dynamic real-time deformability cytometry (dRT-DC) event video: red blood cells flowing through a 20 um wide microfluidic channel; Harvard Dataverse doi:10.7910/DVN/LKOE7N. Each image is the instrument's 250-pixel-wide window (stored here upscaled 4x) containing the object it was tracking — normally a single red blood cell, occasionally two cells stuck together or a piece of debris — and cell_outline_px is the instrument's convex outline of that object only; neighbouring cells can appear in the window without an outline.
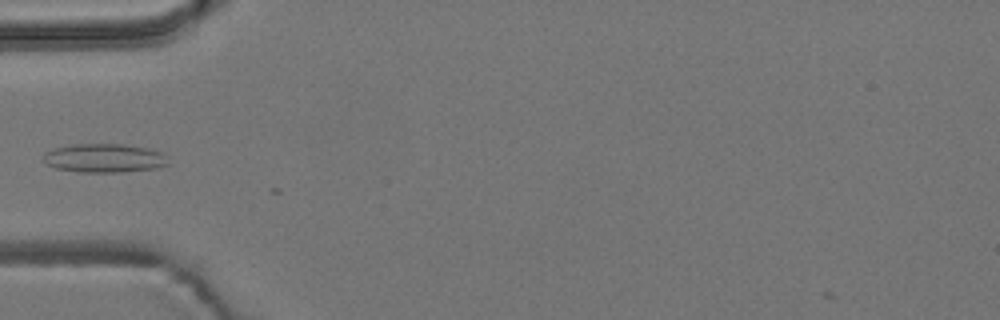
{"species": "common noctule bat (a hibernating species)", "species_latin": "Nyctalus noctula", "temperature_condition": "room temperature", "stored_images_in_passage": 5, "camera_frame_rate_fps": 3000, "um_per_image_px": 0.085, "animal": {"sex": "male", "body_mass_g": 19.2, "forearm_length_mm": 51.8}, "frame": {"image": 1, "passage_image": 1, "time_ms": 0.0, "image_size_px": [1000, 320], "cell_outline_px": [[168, 164], [156, 168], [120, 172], [80, 172], [56, 168], [40, 160], [44, 152], [56, 148], [72, 144], [124, 144], [148, 148], [160, 152]], "centroid_in_image_um": [8.79, 13.43], "position_along_channel_um": 76.2, "area_um2": 20.81}}
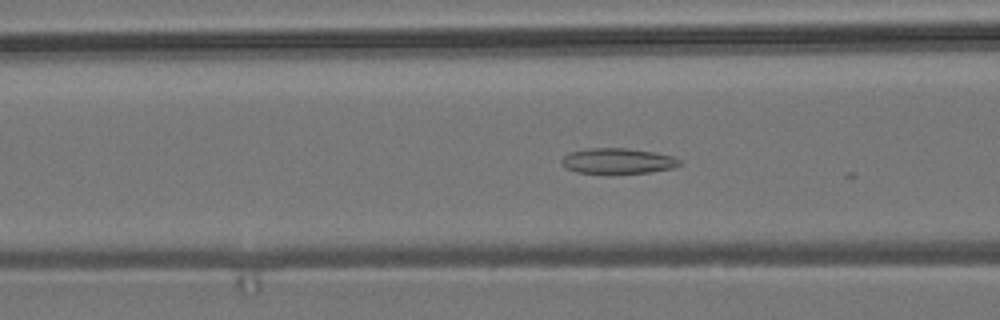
{"frame": {"image": 2, "passage_image": 4, "time_ms": 1.0, "image_size_px": [1000, 320], "cell_outline_px": [[684, 164], [672, 168], [652, 172], [576, 172], [564, 168], [560, 164], [560, 160], [568, 152], [588, 148], [628, 148], [652, 152], [672, 156], [680, 160]], "centroid_in_image_um": [52.48, 13.66], "position_along_channel_um": 114.1, "area_um2": 17.4}}